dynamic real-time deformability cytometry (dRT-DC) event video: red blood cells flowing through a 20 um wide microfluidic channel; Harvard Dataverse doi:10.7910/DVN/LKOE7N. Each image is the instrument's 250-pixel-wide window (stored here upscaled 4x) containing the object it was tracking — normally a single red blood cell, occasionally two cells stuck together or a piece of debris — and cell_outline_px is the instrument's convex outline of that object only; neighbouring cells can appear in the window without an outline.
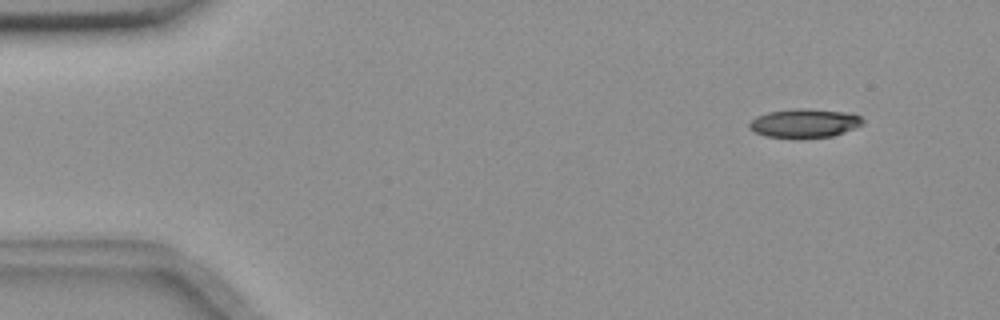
{"species": "common noctule bat (a hibernating species)", "species_latin": "Nyctalus noctula", "temperature_condition": "room temperature", "stored_images_in_passage": 4, "camera_frame_rate_fps": 3000, "um_per_image_px": 0.085, "animal": {"sex": "female", "body_mass_g": 18.4}, "frame": {"image": 1, "passage_image": 1, "time_ms": 0.0, "image_size_px": [1000, 320], "cell_outline_px": [[864, 124], [856, 128], [832, 136], [764, 136], [756, 132], [748, 124], [756, 116], [768, 112], [796, 108], [808, 108], [852, 112], [860, 116], [864, 120]], "centroid_in_image_um": [68.46, 10.42], "position_along_channel_um": 16.5, "area_um2": 18.73}}
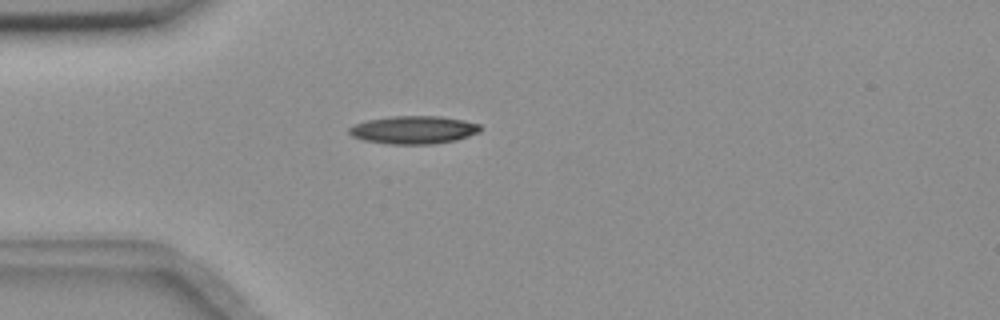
{"frame": {"image": 2, "passage_image": 4, "time_ms": 1.0, "image_size_px": [1000, 320], "cell_outline_px": [[480, 132], [456, 140], [432, 144], [388, 144], [364, 140], [352, 136], [348, 132], [348, 128], [352, 124], [368, 120], [392, 116], [440, 116], [464, 120], [480, 124]], "centroid_in_image_um": [35.14, 11.03], "position_along_channel_um": 49.9, "area_um2": 21.44}}